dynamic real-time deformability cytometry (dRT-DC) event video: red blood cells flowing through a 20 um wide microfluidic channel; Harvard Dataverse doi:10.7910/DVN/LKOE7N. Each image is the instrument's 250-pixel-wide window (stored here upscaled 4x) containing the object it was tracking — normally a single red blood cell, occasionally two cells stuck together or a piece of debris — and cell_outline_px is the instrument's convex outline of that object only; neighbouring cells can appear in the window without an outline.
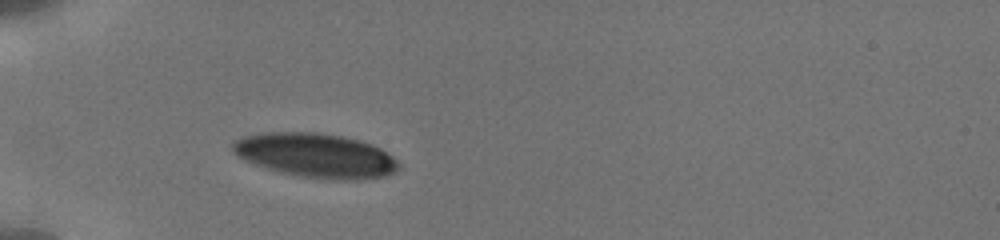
{"species": "human", "species_latin": "Homo sapiens", "temperature_condition": "cold", "stored_images_in_passage": 12, "camera_frame_rate_fps": 3000, "um_per_image_px": 0.085, "donor": {"sex": "male"}, "frame": {"image": 1, "passage_image": 1, "time_ms": 0.0, "image_size_px": [1000, 240], "cell_outline_px": [[400, 168], [396, 172], [384, 176], [364, 180], [328, 180], [300, 176], [280, 172], [244, 160], [232, 152], [232, 140], [244, 136], [260, 132], [316, 132], [340, 136], [360, 140], [372, 144], [388, 152], [400, 164]], "centroid_in_image_um": [26.85, 13.21], "position_along_channel_um": 58.1, "area_um2": 43.23}}
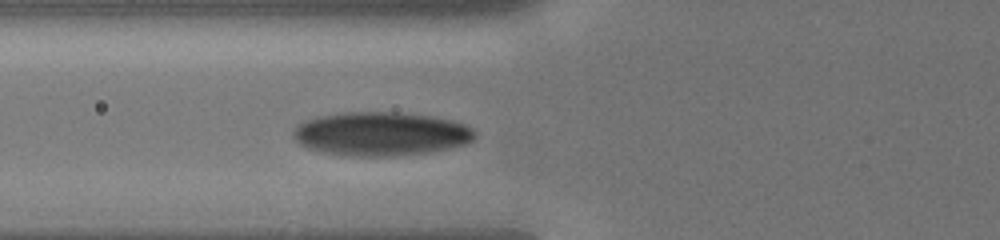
{"frame": {"image": 2, "passage_image": 9, "time_ms": 1.333, "image_size_px": [1000, 240], "cell_outline_px": [[476, 136], [468, 144], [432, 152], [396, 156], [352, 156], [324, 152], [308, 148], [300, 144], [292, 136], [292, 132], [296, 124], [316, 116], [348, 112], [396, 112], [428, 116], [448, 120], [464, 124], [472, 128], [476, 132]], "centroid_in_image_um": [32.37, 11.38], "position_along_channel_um": 93.4, "area_um2": 46.47}}